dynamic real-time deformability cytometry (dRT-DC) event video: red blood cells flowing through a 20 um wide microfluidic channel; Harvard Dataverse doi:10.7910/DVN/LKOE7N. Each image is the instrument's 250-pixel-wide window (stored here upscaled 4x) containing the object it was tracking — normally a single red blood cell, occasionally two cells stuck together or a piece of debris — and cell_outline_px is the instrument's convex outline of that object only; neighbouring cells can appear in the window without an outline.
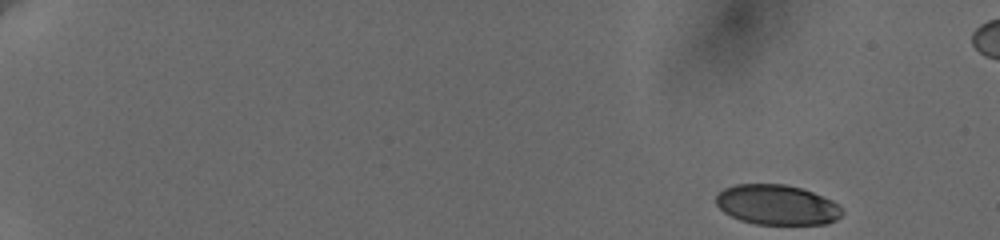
{"species": "human", "species_latin": "Homo sapiens", "temperature_condition": "cold", "stored_images_in_passage": 47, "camera_frame_rate_fps": 3000, "um_per_image_px": 0.085, "donor": {"sex": "female"}, "frame": {"image": 1, "passage_image": 1, "time_ms": 0.0, "image_size_px": [1000, 240], "cell_outline_px": [[844, 212], [836, 220], [828, 224], [756, 224], [740, 220], [724, 212], [716, 204], [716, 196], [724, 188], [736, 184], [784, 184], [800, 188], [812, 192], [832, 200], [844, 208]], "centroid_in_image_um": [66.07, 17.41], "position_along_channel_um": 18.9, "area_um2": 29.48}}
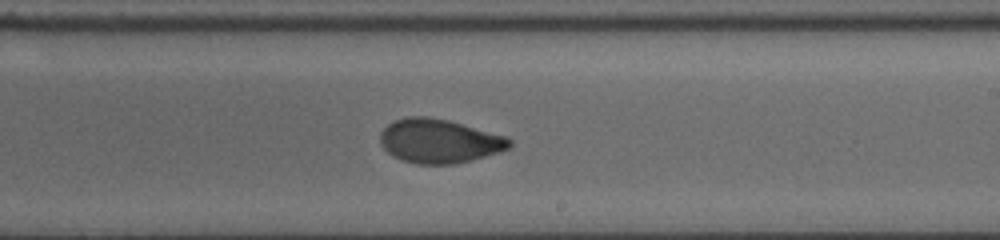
{"frame": {"image": 2, "passage_image": 30, "time_ms": 11.0, "image_size_px": [1000, 240], "cell_outline_px": [[512, 144], [508, 148], [500, 152], [452, 164], [416, 164], [392, 156], [380, 144], [380, 132], [388, 124], [396, 120], [408, 116], [428, 116], [448, 120], [508, 136], [512, 140]], "centroid_in_image_um": [37.33, 11.98], "position_along_channel_um": 251.7, "area_um2": 33.12}}
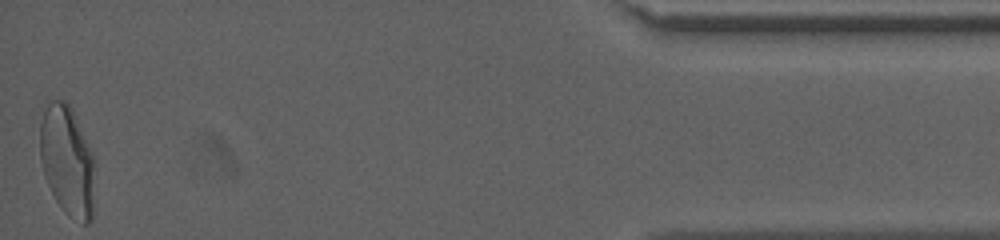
{"frame": {"image": 3, "passage_image": 47, "time_ms": 17.667, "image_size_px": [1000, 240], "cell_outline_px": [[96, 164], [92, 220], [88, 224], [84, 224], [68, 216], [64, 212], [56, 200], [44, 176], [40, 160], [40, 124], [44, 100], [48, 96], [64, 100], [72, 108], [96, 160]], "centroid_in_image_um": [5.72, 13.6], "position_along_channel_um": 429.5, "area_um2": 36.47}, "authors_computed_cell_mechanics": {"area_um2": 32.8304, "velocity_mm_per_s": 3.6489, "shape_relaxation_time_tau1_ms": 6.8039, "shape_relaxation_time_tau2_ms": 1.1292, "deformation_change_tau1": 0.1825, "deformation_change_tau2": 0.0505}}